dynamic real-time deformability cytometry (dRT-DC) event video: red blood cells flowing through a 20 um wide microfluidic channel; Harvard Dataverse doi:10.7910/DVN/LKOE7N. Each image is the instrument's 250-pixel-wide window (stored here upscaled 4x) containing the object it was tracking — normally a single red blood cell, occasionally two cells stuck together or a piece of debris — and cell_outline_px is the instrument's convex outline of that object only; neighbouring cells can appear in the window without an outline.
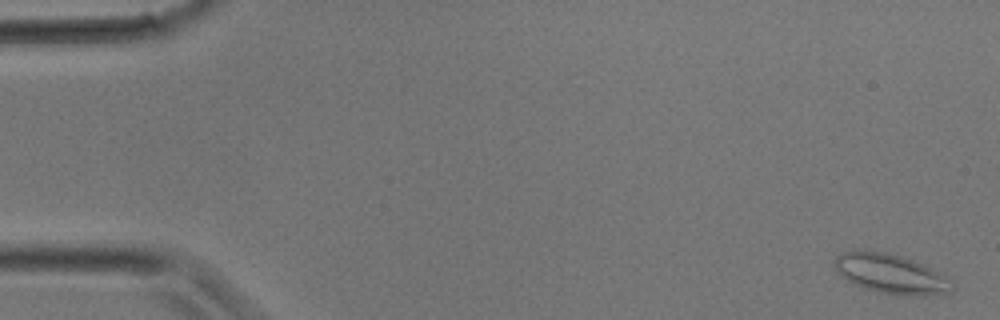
{"species": "common noctule bat (a hibernating species)", "species_latin": "Nyctalus noctula", "temperature_condition": "room temperature", "stored_images_in_passage": 12, "camera_frame_rate_fps": 3000, "um_per_image_px": 0.085, "animal": {"sex": "male", "body_mass_g": 17.9}, "frame": {"image": 1, "passage_image": 1, "time_ms": 0.0, "image_size_px": [1000, 320], "cell_outline_px": [[952, 292], [924, 296], [916, 296], [880, 292], [864, 288], [848, 280], [836, 272], [836, 256], [844, 252], [868, 248], [888, 252], [924, 264], [940, 272], [952, 280]], "centroid_in_image_um": [75.75, 23.25], "position_along_channel_um": 9.3, "area_um2": 27.17}}